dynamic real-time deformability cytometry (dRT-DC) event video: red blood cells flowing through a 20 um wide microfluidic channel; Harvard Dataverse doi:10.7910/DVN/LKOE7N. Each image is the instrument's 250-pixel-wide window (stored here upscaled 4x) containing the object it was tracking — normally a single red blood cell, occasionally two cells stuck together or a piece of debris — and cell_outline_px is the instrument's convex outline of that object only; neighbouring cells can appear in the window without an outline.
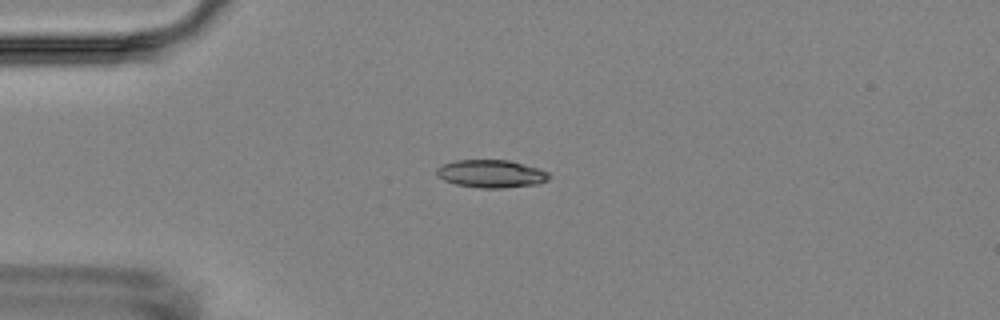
{"species": "Egyptian fruit bat (a non-hibernating species)", "species_latin": "Rousettus aegyptiacus", "temperature_condition": "room temperature", "stored_images_in_passage": 8, "camera_frame_rate_fps": 3000, "um_per_image_px": 0.085, "animal": {"sex": "female"}, "frame": {"image": 1, "passage_image": 1, "time_ms": 0.0, "image_size_px": [1000, 320], "cell_outline_px": [[548, 180], [540, 184], [504, 188], [480, 188], [456, 184], [444, 180], [436, 176], [436, 168], [444, 164], [456, 160], [508, 160], [540, 168], [548, 172]], "centroid_in_image_um": [41.76, 14.77], "position_along_channel_um": 43.2, "area_um2": 18.32}}
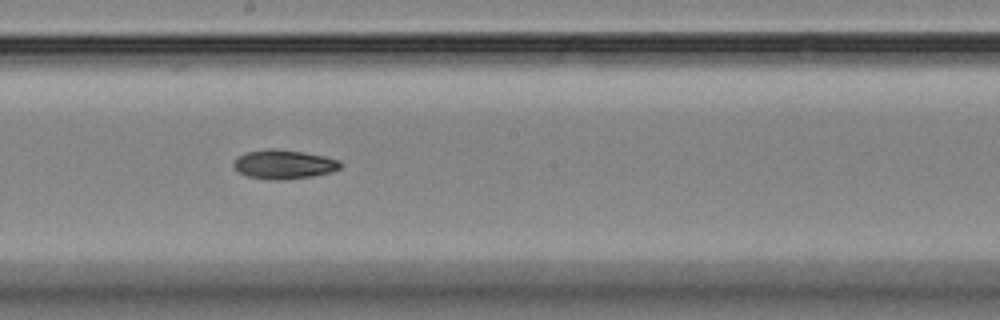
{"frame": {"image": 2, "passage_image": 6, "time_ms": 5.667, "image_size_px": [1000, 320], "cell_outline_px": [[344, 164], [340, 168], [332, 172], [312, 176], [280, 180], [268, 180], [248, 176], [240, 172], [232, 164], [236, 156], [248, 152], [268, 148], [272, 148], [304, 152], [324, 156], [340, 160]], "centroid_in_image_um": [24.15, 13.96], "position_along_channel_um": 224.1, "area_um2": 18.21}}
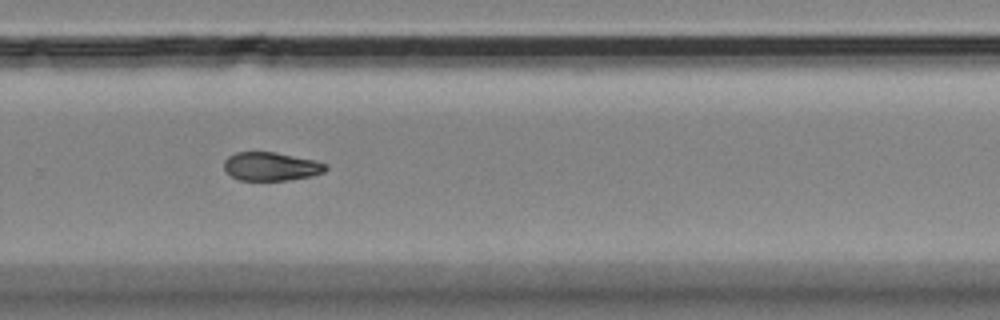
{"frame": {"image": 3, "passage_image": 8, "time_ms": 8.0, "image_size_px": [1000, 320], "cell_outline_px": [[328, 168], [324, 172], [312, 176], [288, 180], [240, 180], [232, 176], [224, 168], [224, 160], [228, 156], [236, 152], [276, 152], [316, 160], [328, 164]], "centroid_in_image_um": [23.08, 14.14], "position_along_channel_um": 306.7, "area_um2": 16.99}}